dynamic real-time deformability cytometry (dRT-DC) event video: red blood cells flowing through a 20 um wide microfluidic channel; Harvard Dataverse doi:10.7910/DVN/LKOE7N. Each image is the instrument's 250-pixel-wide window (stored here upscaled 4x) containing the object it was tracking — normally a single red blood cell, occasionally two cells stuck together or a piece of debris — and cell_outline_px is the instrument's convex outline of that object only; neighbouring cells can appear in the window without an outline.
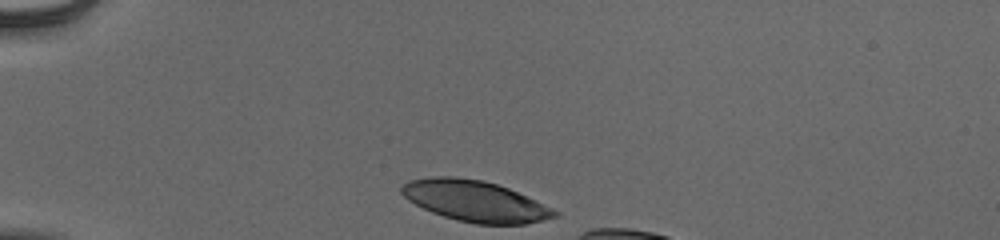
{"species": "human", "species_latin": "Homo sapiens", "temperature_condition": "cold", "stored_images_in_passage": 8, "camera_frame_rate_fps": 3000, "um_per_image_px": 0.085, "donor": {"sex": "male"}, "frame": {"image": 1, "passage_image": 1, "time_ms": 0.0, "image_size_px": [1000, 240], "cell_outline_px": [[560, 216], [524, 224], [476, 224], [456, 220], [432, 212], [408, 200], [400, 192], [400, 188], [408, 180], [432, 176], [452, 176], [484, 180], [508, 188], [552, 208], [560, 212]], "centroid_in_image_um": [40.37, 17.08], "position_along_channel_um": 44.6, "area_um2": 36.41}}